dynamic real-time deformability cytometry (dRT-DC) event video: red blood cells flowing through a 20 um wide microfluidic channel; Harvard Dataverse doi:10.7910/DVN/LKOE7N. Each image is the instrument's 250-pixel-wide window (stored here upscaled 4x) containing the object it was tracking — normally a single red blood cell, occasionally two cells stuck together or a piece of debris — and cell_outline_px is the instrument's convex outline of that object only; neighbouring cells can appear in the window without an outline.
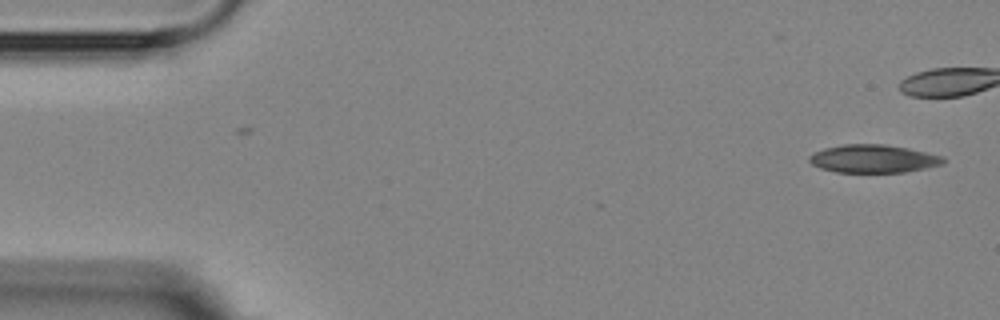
{"species": "Egyptian fruit bat (a non-hibernating species)", "species_latin": "Rousettus aegyptiacus", "temperature_condition": "room temperature", "stored_images_in_passage": 5, "camera_frame_rate_fps": 3000, "um_per_image_px": 0.085, "animal": {"sex": "female"}, "frame": {"image": 1, "passage_image": 1, "time_ms": 0.0, "image_size_px": [1000, 320], "cell_outline_px": [[944, 164], [904, 172], [836, 172], [820, 168], [812, 164], [808, 160], [808, 156], [824, 148], [844, 144], [884, 144], [908, 148], [944, 156]], "centroid_in_image_um": [74.23, 13.49], "position_along_channel_um": 10.8, "area_um2": 21.85}}